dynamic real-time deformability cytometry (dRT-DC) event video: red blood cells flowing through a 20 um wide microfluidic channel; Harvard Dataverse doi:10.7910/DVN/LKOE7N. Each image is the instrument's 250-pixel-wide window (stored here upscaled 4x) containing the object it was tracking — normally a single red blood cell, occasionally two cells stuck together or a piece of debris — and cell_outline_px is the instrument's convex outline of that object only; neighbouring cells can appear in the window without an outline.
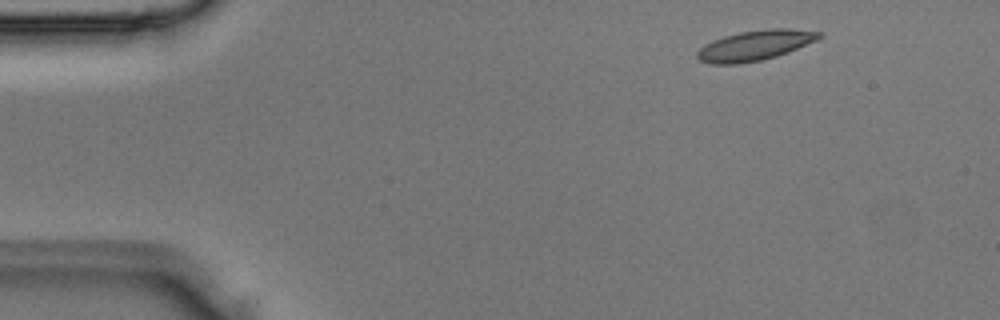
{"species": "Egyptian fruit bat (a non-hibernating species)", "species_latin": "Rousettus aegyptiacus", "temperature_condition": "room temperature", "stored_images_in_passage": 4, "camera_frame_rate_fps": 3000, "um_per_image_px": 0.085, "animal": {"sex": "male"}, "frame": {"image": 1, "passage_image": 1, "time_ms": 0.0, "image_size_px": [1000, 320], "cell_outline_px": [[824, 36], [816, 40], [788, 52], [776, 56], [760, 60], [740, 64], [712, 64], [700, 60], [696, 56], [696, 52], [704, 44], [724, 36], [740, 32], [772, 28], [788, 28], [824, 32]], "centroid_in_image_um": [64.19, 3.85], "position_along_channel_um": 20.8, "area_um2": 21.39}}
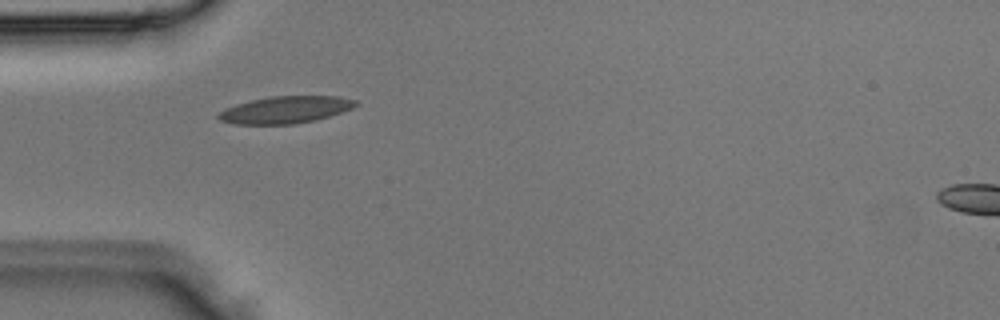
{"frame": {"image": 2, "passage_image": 3, "time_ms": 0.667, "image_size_px": [1000, 320], "cell_outline_px": [[360, 104], [352, 108], [316, 120], [292, 124], [232, 124], [220, 120], [216, 116], [216, 112], [224, 108], [236, 104], [252, 100], [272, 96], [336, 96], [360, 100]], "centroid_in_image_um": [24.24, 9.32], "position_along_channel_um": 60.8, "area_um2": 21.79}}